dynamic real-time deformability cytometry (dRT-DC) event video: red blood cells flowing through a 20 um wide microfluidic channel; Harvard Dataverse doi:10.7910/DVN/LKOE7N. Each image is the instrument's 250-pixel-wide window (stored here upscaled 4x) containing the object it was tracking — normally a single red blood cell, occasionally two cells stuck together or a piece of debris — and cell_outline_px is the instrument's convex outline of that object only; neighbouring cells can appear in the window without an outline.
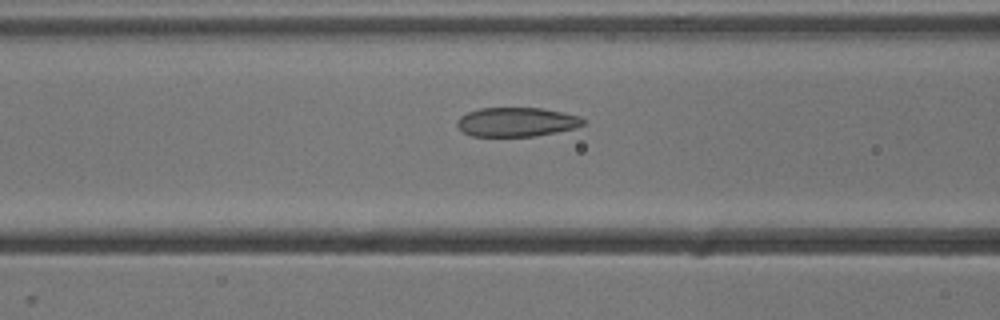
{"species": "common noctule bat (a hibernating species)", "species_latin": "Nyctalus noctula", "temperature_condition": "cold", "stored_images_in_passage": 44, "camera_frame_rate_fps": 3000, "um_per_image_px": 0.085, "animal": {"sex": "male", "body_mass_g": 13.3}, "frame": {"image": 1, "passage_image": 12, "time_ms": 3.667, "image_size_px": [1000, 320], "cell_outline_px": [[588, 120], [584, 124], [576, 128], [536, 136], [472, 136], [464, 132], [456, 124], [456, 120], [460, 116], [468, 112], [480, 108], [544, 108], [564, 112], [580, 116]], "centroid_in_image_um": [43.96, 10.36], "position_along_channel_um": 122.6, "area_um2": 21.62}}
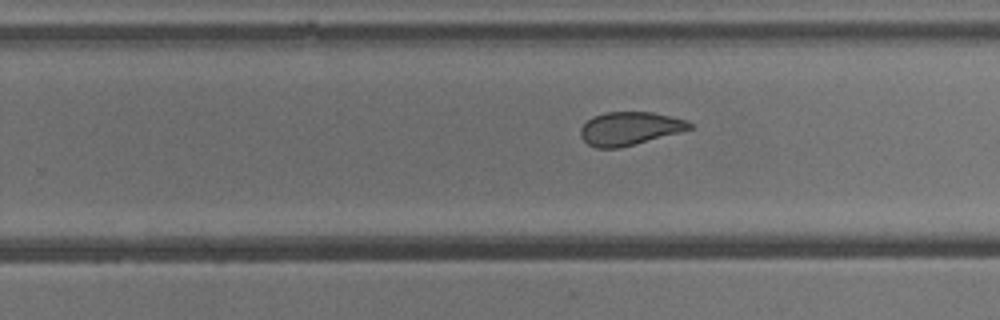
{"frame": {"image": 2, "passage_image": 24, "time_ms": 7.667, "image_size_px": [1000, 320], "cell_outline_px": [[692, 128], [680, 132], [620, 148], [596, 148], [588, 144], [580, 136], [580, 128], [592, 116], [604, 112], [652, 112], [688, 120], [692, 124]], "centroid_in_image_um": [53.51, 10.92], "position_along_channel_um": 276.3, "area_um2": 21.15}}
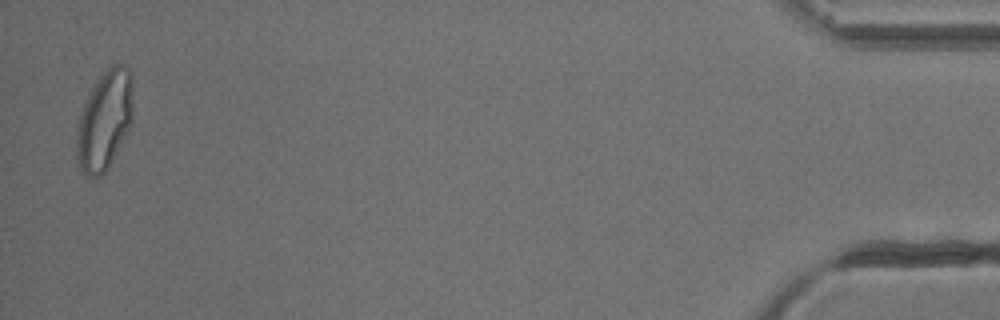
{"frame": {"image": 3, "passage_image": 43, "time_ms": 14.0, "image_size_px": [1000, 320], "cell_outline_px": [[132, 124], [108, 168], [100, 176], [84, 176], [80, 172], [76, 156], [76, 128], [84, 104], [92, 88], [100, 76], [112, 64], [124, 64], [128, 68], [132, 76]], "centroid_in_image_um": [8.88, 10.25], "position_along_channel_um": 426.3, "area_um2": 32.77}, "authors_computed_cell_mechanics": {"area_um2": 23.2356, "velocity_mm_per_s": 3.8401, "shape_relaxation_time_tau1_ms": 4.8571, "shape_relaxation_time_tau2_ms": 1.245, "deformation_change_tau1": 0.1491, "deformation_change_tau2": 0.055}}